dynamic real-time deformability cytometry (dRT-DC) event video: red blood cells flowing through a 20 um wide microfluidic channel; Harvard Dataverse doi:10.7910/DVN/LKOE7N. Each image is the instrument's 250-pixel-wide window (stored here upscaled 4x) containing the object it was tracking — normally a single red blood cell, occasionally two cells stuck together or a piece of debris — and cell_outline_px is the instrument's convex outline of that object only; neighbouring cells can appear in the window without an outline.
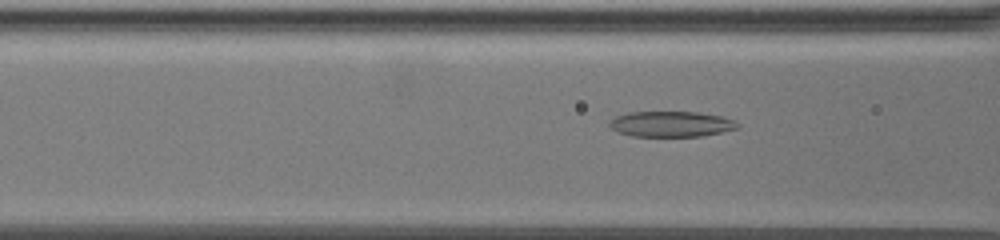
{"species": "common noctule bat (a hibernating species)", "species_latin": "Nyctalus noctula", "temperature_condition": "warm", "stored_images_in_passage": 8, "camera_frame_rate_fps": 3000, "um_per_image_px": 0.085, "animal": {"sex": "female", "body_mass_g": 19.5, "forearm_length_mm": 54.1}, "frame": {"image": 1, "passage_image": 6, "time_ms": 1.667, "image_size_px": [1000, 240], "cell_outline_px": [[740, 128], [704, 136], [632, 136], [620, 132], [612, 128], [608, 124], [608, 120], [616, 116], [628, 112], [696, 112], [724, 116], [740, 124]], "centroid_in_image_um": [57.07, 10.54], "position_along_channel_um": 109.5, "area_um2": 19.19}}